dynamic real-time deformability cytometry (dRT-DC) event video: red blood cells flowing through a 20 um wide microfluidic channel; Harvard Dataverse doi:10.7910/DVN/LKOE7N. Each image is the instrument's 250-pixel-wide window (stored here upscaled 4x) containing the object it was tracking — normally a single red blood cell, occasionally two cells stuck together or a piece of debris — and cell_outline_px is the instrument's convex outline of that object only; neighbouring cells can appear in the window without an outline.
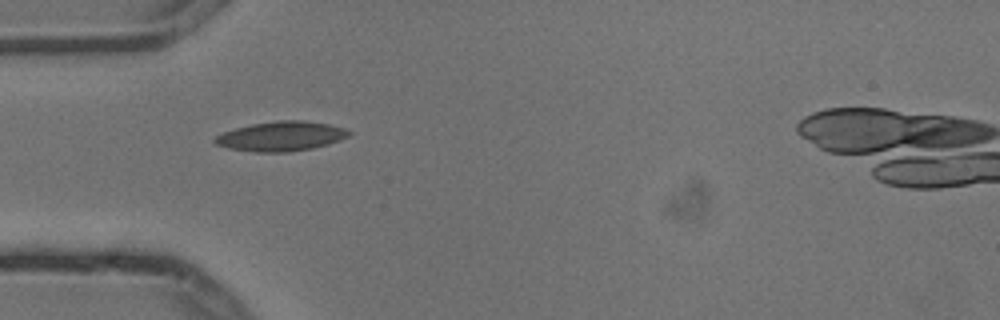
{"species": "common noctule bat (a hibernating species)", "species_latin": "Nyctalus noctula", "temperature_condition": "cold", "stored_images_in_passage": 3, "camera_frame_rate_fps": 3000, "um_per_image_px": 0.085, "animal": {"sex": "male", "body_mass_g": 13.3}, "frame": {"image": 1, "passage_image": 2, "time_ms": 0.333, "image_size_px": [1000, 320], "cell_outline_px": [[352, 132], [348, 136], [340, 140], [328, 144], [312, 148], [288, 152], [256, 152], [228, 148], [216, 144], [212, 140], [216, 136], [224, 132], [236, 128], [252, 124], [276, 120], [304, 120], [328, 124], [344, 128]], "centroid_in_image_um": [23.9, 11.58], "position_along_channel_um": 61.1, "area_um2": 23.06}}
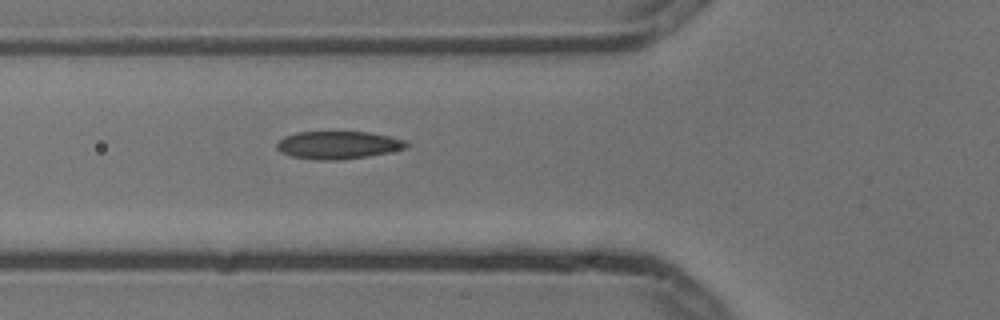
{"frame": {"image": 2, "passage_image": 3, "time_ms": 0.667, "image_size_px": [1000, 320], "cell_outline_px": [[408, 144], [404, 148], [388, 152], [368, 156], [336, 160], [316, 160], [292, 156], [280, 152], [276, 148], [276, 144], [284, 136], [296, 132], [368, 132], [388, 136], [404, 140]], "centroid_in_image_um": [28.68, 12.33], "position_along_channel_um": 97.1, "area_um2": 20.75}}